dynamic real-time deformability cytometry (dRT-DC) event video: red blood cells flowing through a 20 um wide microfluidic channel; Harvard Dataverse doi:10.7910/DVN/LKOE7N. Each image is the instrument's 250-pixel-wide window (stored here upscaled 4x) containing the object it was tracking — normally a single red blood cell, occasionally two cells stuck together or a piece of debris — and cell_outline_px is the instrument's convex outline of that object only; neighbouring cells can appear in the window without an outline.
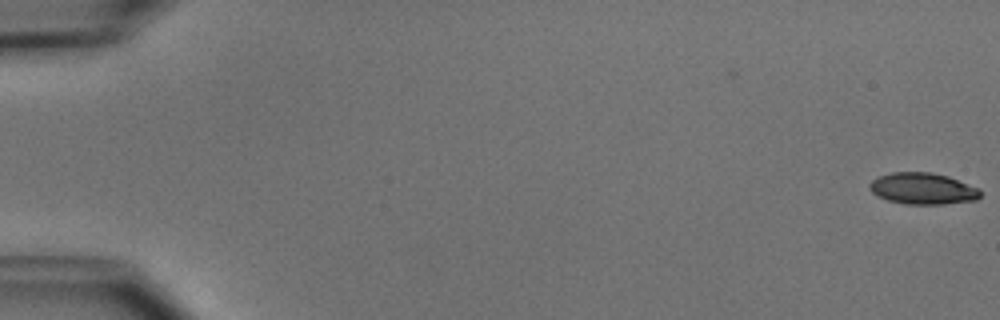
{"species": "common noctule bat (a hibernating species)", "species_latin": "Nyctalus noctula", "temperature_condition": "cold", "stored_images_in_passage": 6, "camera_frame_rate_fps": 3000, "um_per_image_px": 0.085, "animal": {"sex": "male", "body_mass_g": 15.6}, "frame": {"image": 1, "passage_image": 1, "time_ms": 0.0, "image_size_px": [1000, 320], "cell_outline_px": [[980, 196], [976, 200], [944, 204], [904, 204], [888, 200], [872, 192], [868, 188], [868, 184], [872, 180], [880, 176], [892, 172], [932, 172], [948, 176], [980, 188]], "centroid_in_image_um": [78.45, 16.03], "position_along_channel_um": 6.6, "area_um2": 20.35}}